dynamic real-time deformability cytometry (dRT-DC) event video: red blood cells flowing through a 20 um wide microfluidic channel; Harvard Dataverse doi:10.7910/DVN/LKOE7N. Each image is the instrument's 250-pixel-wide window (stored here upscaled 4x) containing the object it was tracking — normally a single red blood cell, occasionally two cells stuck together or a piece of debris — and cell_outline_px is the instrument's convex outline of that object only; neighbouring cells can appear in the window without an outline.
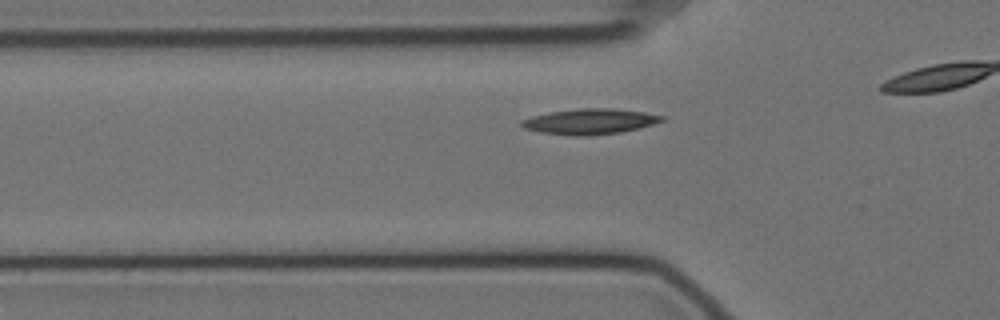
{"species": "Egyptian fruit bat (a non-hibernating species)", "species_latin": "Rousettus aegyptiacus", "temperature_condition": "cold", "stored_images_in_passage": 16, "camera_frame_rate_fps": 3000, "um_per_image_px": 0.085, "animal": {"sex": "female"}, "frame": {"image": 1, "passage_image": 7, "time_ms": 2.0, "image_size_px": [1000, 320], "cell_outline_px": [[668, 116], [664, 120], [640, 128], [620, 132], [588, 136], [572, 136], [540, 132], [524, 128], [520, 124], [520, 120], [532, 116], [552, 112], [580, 108], [612, 108], [644, 112]], "centroid_in_image_um": [50.16, 10.33], "position_along_channel_um": 75.6, "area_um2": 20.92}}
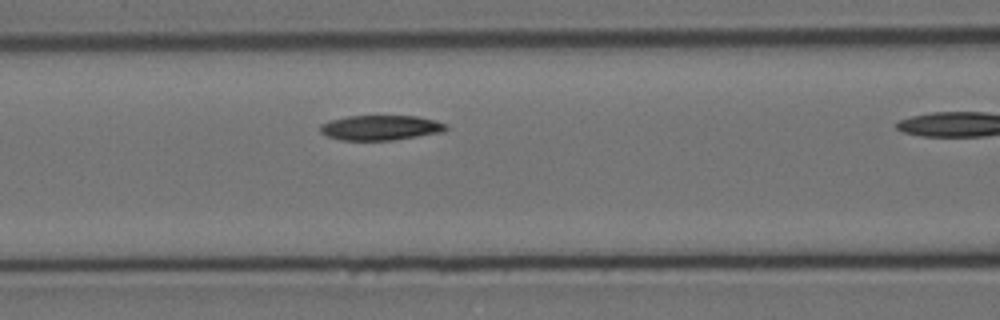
{"frame": {"image": 2, "passage_image": 12, "time_ms": 3.667, "image_size_px": [1000, 320], "cell_outline_px": [[448, 128], [444, 132], [392, 140], [340, 140], [328, 136], [320, 132], [320, 124], [328, 120], [348, 116], [416, 116], [436, 120], [448, 124]], "centroid_in_image_um": [32.36, 10.85], "position_along_channel_um": 134.2, "area_um2": 18.44}}